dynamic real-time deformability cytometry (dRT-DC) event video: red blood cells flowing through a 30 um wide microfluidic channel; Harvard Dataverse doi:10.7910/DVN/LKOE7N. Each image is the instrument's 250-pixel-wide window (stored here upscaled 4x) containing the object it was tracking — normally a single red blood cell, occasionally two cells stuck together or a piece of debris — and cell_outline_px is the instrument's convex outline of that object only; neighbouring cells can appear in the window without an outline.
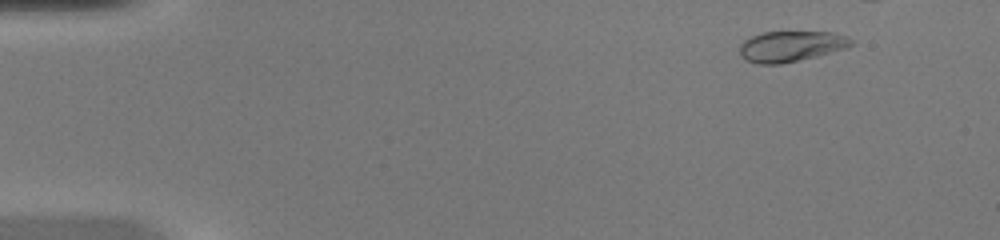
{"species": "common noctule bat (a hibernating species)", "species_latin": "Nyctalus noctula", "temperature_condition": "warm", "stored_images_in_passage": 39, "camera_frame_rate_fps": 3000, "um_per_image_px": 0.085, "animal": {"sex": "female", "body_mass_g": 20.0, "forearm_length_mm": 54.0}, "frame": {"image": 1, "passage_image": 5, "time_ms": 1.333, "image_size_px": [1000, 240], "cell_outline_px": [[856, 44], [848, 48], [816, 56], [780, 64], [756, 64], [744, 60], [740, 56], [740, 44], [744, 40], [752, 36], [764, 32], [832, 32], [848, 36]], "centroid_in_image_um": [67.25, 3.94], "position_along_channel_um": 17.8, "area_um2": 20.11}}
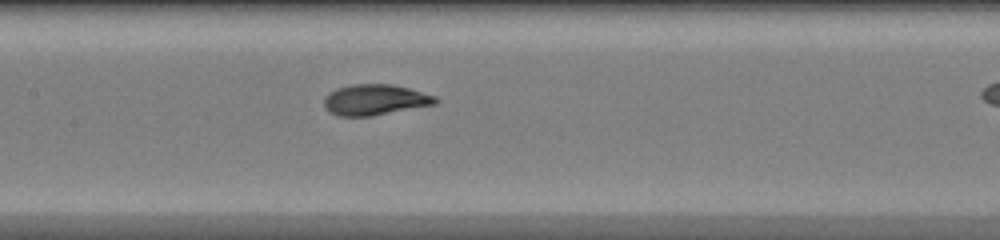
{"frame": {"image": 2, "passage_image": 24, "time_ms": 7.667, "image_size_px": [1000, 240], "cell_outline_px": [[440, 100], [436, 104], [372, 116], [340, 116], [328, 112], [324, 108], [324, 100], [328, 92], [336, 88], [352, 84], [392, 84], [408, 88], [436, 96]], "centroid_in_image_um": [31.86, 8.48], "position_along_channel_um": 175.5, "area_um2": 20.11}}
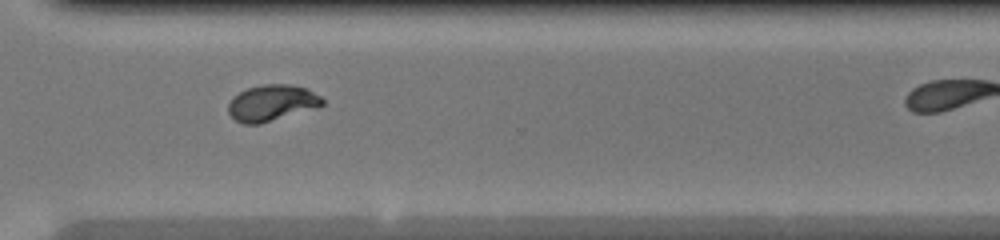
{"frame": {"image": 3, "passage_image": 36, "time_ms": 11.667, "image_size_px": [1000, 240], "cell_outline_px": [[324, 104], [316, 108], [260, 124], [244, 124], [236, 120], [228, 112], [228, 104], [240, 92], [248, 88], [264, 84], [288, 84], [304, 88], [320, 96], [324, 100]], "centroid_in_image_um": [23.11, 8.76], "position_along_channel_um": 347.5, "area_um2": 19.54}}